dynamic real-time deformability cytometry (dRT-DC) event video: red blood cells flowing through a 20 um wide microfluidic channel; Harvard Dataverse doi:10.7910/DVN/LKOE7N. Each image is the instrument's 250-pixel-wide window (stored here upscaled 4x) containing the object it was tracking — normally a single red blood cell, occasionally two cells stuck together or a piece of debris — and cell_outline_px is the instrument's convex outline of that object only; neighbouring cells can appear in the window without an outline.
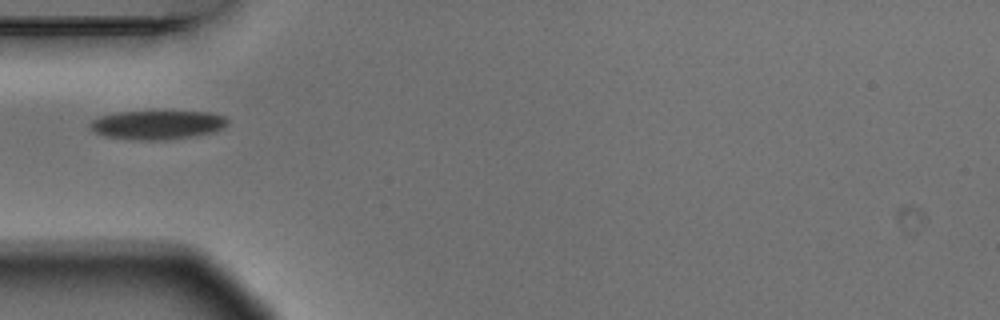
{"species": "Egyptian fruit bat (a non-hibernating species)", "species_latin": "Rousettus aegyptiacus", "temperature_condition": "warm", "stored_images_in_passage": 5, "camera_frame_rate_fps": 3000, "um_per_image_px": 0.085, "animal": {"sex": "male"}, "frame": {"image": 1, "passage_image": 1, "time_ms": 0.0, "image_size_px": [1000, 320], "cell_outline_px": [[228, 124], [224, 128], [212, 132], [192, 136], [164, 140], [136, 140], [104, 136], [96, 132], [88, 124], [92, 120], [100, 116], [116, 112], [208, 112], [224, 116], [228, 120]], "centroid_in_image_um": [13.37, 10.61], "position_along_channel_um": 71.6, "area_um2": 23.0}}
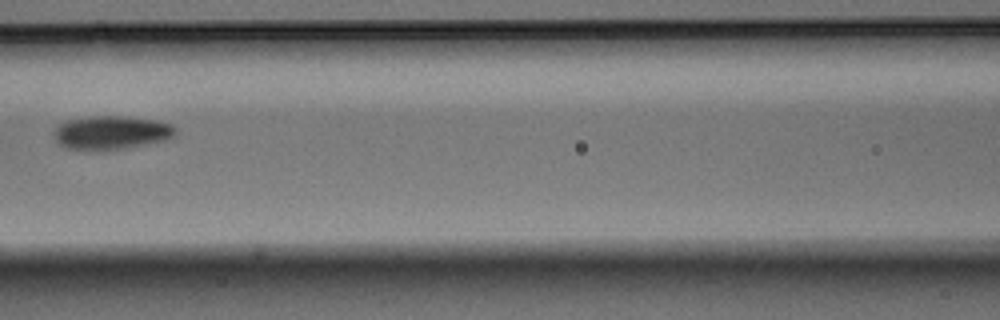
{"frame": {"image": 2, "passage_image": 3, "time_ms": 0.667, "image_size_px": [1000, 320], "cell_outline_px": [[176, 132], [172, 136], [164, 140], [148, 144], [128, 148], [100, 152], [64, 148], [56, 140], [56, 128], [60, 124], [68, 120], [88, 116], [124, 116], [156, 120], [172, 124], [176, 128]], "centroid_in_image_um": [9.47, 11.29], "position_along_channel_um": 157.1, "area_um2": 24.1}}
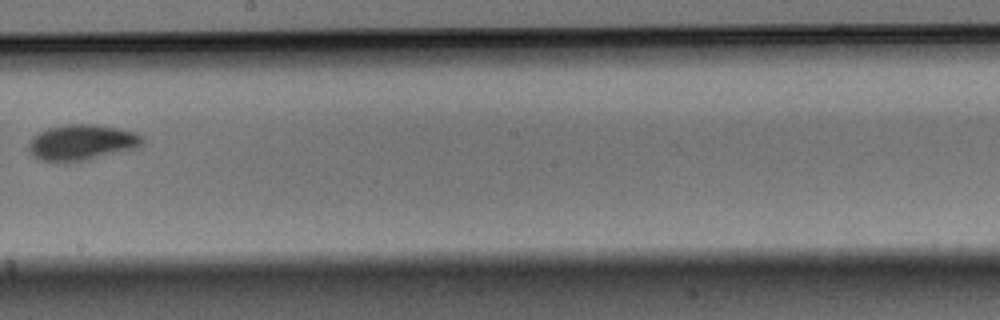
{"frame": {"image": 3, "passage_image": 5, "time_ms": 1.333, "image_size_px": [1000, 320], "cell_outline_px": [[144, 140], [136, 148], [84, 160], [40, 160], [28, 148], [28, 144], [40, 132], [48, 128], [68, 124], [92, 124], [120, 128], [136, 132], [144, 136]], "centroid_in_image_um": [7.02, 12.07], "position_along_channel_um": 241.2, "area_um2": 22.95}}